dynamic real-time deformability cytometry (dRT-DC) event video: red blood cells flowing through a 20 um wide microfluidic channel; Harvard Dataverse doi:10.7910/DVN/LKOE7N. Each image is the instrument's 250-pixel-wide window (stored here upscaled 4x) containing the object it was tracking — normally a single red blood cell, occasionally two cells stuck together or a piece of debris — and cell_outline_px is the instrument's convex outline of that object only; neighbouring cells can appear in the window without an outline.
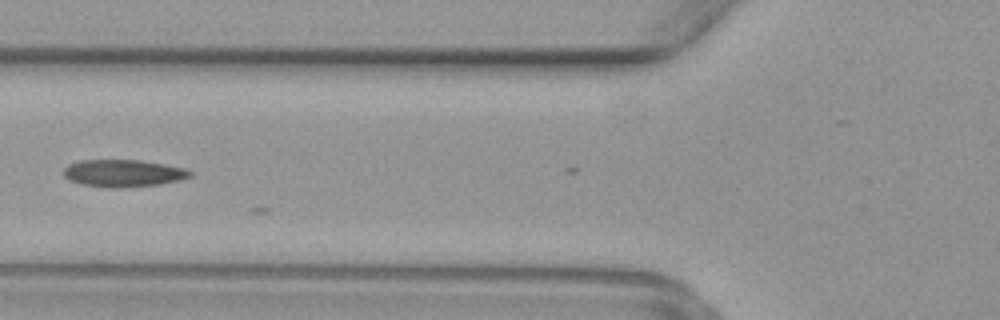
{"species": "common noctule bat (a hibernating species)", "species_latin": "Nyctalus noctula", "temperature_condition": "warm", "stored_images_in_passage": 7, "camera_frame_rate_fps": 3000, "um_per_image_px": 0.085, "animal": {"sex": "female", "body_mass_g": 29.2, "forearm_length_mm": 56.3}, "frame": {"image": 1, "passage_image": 3, "time_ms": 0.667, "image_size_px": [1000, 320], "cell_outline_px": [[192, 176], [180, 180], [160, 184], [120, 188], [112, 188], [80, 184], [68, 180], [64, 176], [64, 168], [68, 164], [80, 160], [140, 160], [164, 164], [184, 168], [192, 172]], "centroid_in_image_um": [10.46, 14.72], "position_along_channel_um": 115.3, "area_um2": 20.17}}